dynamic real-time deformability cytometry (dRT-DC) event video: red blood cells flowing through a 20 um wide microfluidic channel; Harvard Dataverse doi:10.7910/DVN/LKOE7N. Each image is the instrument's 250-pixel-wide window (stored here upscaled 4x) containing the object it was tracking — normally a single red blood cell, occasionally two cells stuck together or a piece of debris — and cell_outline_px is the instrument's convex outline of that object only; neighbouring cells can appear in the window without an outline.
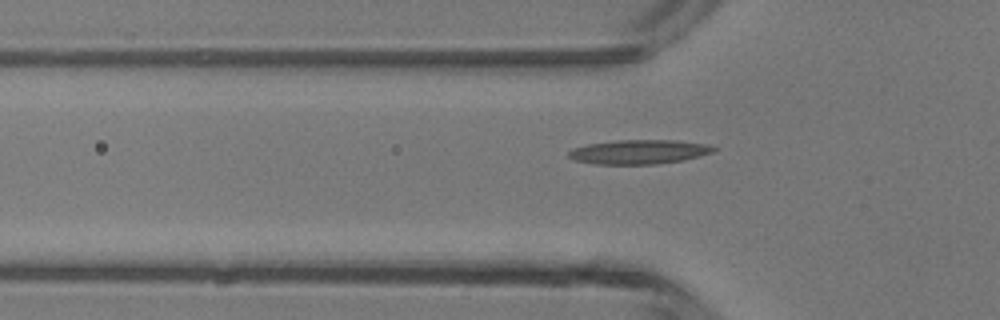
{"species": "common noctule bat (a hibernating species)", "species_latin": "Nyctalus noctula", "temperature_condition": "room temperature", "stored_images_in_passage": 36, "camera_frame_rate_fps": 3000, "um_per_image_px": 0.085, "animal": {"sex": "male", "body_mass_g": 13.3}, "frame": {"image": 1, "passage_image": 10, "time_ms": 3.0, "image_size_px": [1000, 320], "cell_outline_px": [[720, 148], [712, 152], [680, 160], [656, 164], [596, 164], [576, 160], [568, 156], [568, 152], [572, 148], [588, 144], [616, 140], [676, 140], [708, 144]], "centroid_in_image_um": [54.31, 12.89], "position_along_channel_um": 71.5, "area_um2": 20.35}}
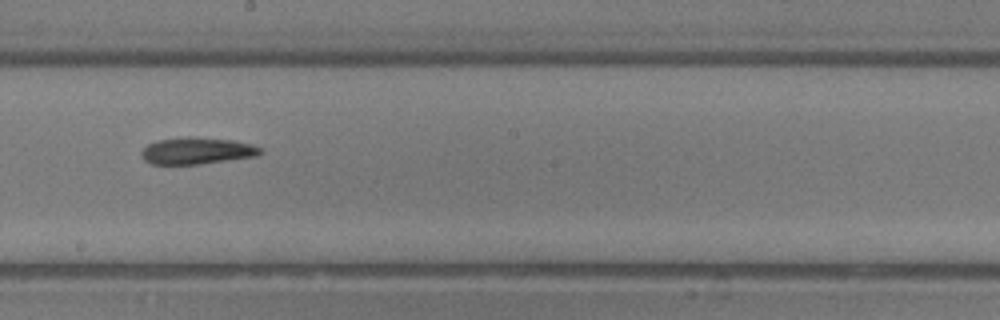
{"frame": {"image": 2, "passage_image": 21, "time_ms": 6.667, "image_size_px": [1000, 320], "cell_outline_px": [[264, 152], [256, 156], [200, 164], [152, 164], [144, 160], [140, 152], [148, 144], [156, 140], [188, 136], [232, 140], [252, 144], [264, 148]], "centroid_in_image_um": [16.76, 12.81], "position_along_channel_um": 231.4, "area_um2": 18.67}}
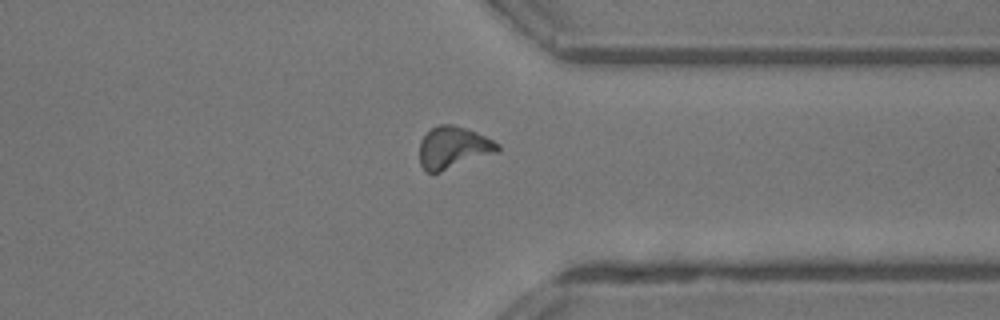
{"frame": {"image": 3, "passage_image": 31, "time_ms": 10.0, "image_size_px": [1000, 320], "cell_outline_px": [[500, 148], [496, 152], [440, 172], [424, 172], [420, 164], [420, 140], [432, 128], [440, 124], [452, 124], [476, 132], [500, 144]], "centroid_in_image_um": [38.5, 12.55], "position_along_channel_um": 372.9, "area_um2": 18.84}, "authors_computed_cell_mechanics": {"area_um2": 18.2648, "velocity_mm_per_s": 4.3344, "shape_relaxation_time_tau1_ms": 7.6094, "shape_relaxation_time_tau2_ms": null, "deformation_change_tau1": 0.2628, "deformation_change_tau2": null}}